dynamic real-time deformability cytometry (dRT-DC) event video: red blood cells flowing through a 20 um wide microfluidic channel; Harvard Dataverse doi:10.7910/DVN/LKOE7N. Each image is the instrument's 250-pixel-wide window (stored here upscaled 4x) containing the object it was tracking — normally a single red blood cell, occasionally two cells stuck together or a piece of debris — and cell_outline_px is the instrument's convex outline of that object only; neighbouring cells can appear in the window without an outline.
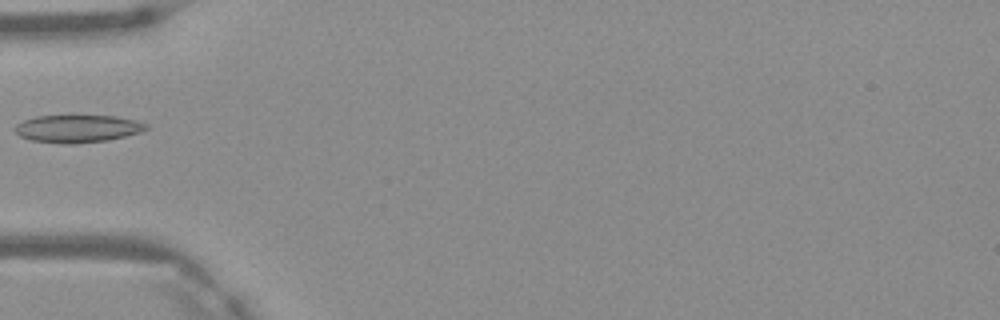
{"species": "Egyptian fruit bat (a non-hibernating species)", "species_latin": "Rousettus aegyptiacus", "temperature_condition": "warm", "stored_images_in_passage": 4, "camera_frame_rate_fps": 3000, "um_per_image_px": 0.085, "frame": {"image": 1, "passage_image": 4, "time_ms": 1.0, "image_size_px": [1000, 320], "cell_outline_px": [[148, 128], [140, 132], [108, 140], [72, 144], [60, 144], [32, 140], [20, 136], [12, 128], [16, 124], [24, 120], [36, 116], [116, 116], [136, 120], [148, 124]], "centroid_in_image_um": [6.58, 10.94], "position_along_channel_um": 78.4, "area_um2": 21.1}}